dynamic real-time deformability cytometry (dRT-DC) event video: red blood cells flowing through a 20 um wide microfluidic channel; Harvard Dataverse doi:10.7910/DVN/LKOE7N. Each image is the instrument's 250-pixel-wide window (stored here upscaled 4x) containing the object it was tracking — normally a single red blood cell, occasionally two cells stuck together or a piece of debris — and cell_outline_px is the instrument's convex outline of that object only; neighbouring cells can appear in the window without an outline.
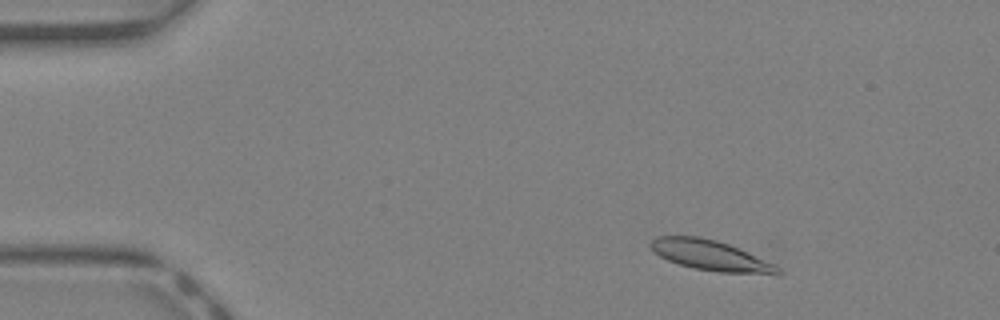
{"species": "Egyptian fruit bat (a non-hibernating species)", "species_latin": "Rousettus aegyptiacus", "temperature_condition": "warm", "stored_images_in_passage": 40, "camera_frame_rate_fps": 3000, "um_per_image_px": 0.085, "animal": {"sex": "female"}, "frame": {"image": 1, "passage_image": 5, "time_ms": 1.333, "image_size_px": [1000, 320], "cell_outline_px": [[784, 272], [720, 272], [692, 268], [668, 260], [660, 256], [648, 244], [656, 236], [696, 236], [716, 240], [728, 244], [776, 264]], "centroid_in_image_um": [60.32, 21.68], "position_along_channel_um": 24.7, "area_um2": 21.73}}
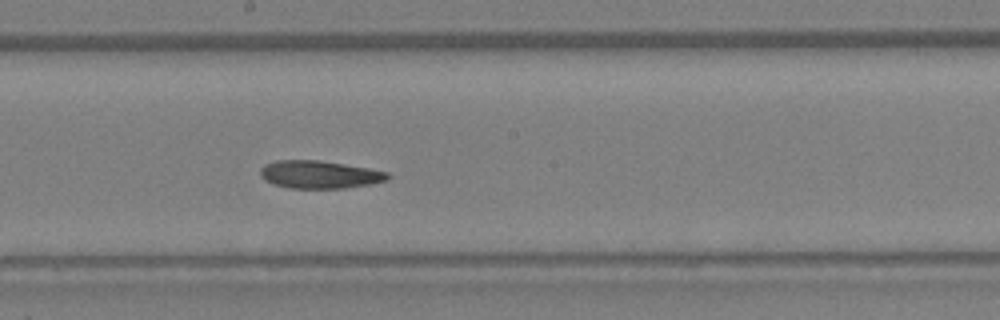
{"frame": {"image": 2, "passage_image": 22, "time_ms": 7.0, "image_size_px": [1000, 320], "cell_outline_px": [[392, 176], [388, 180], [372, 184], [344, 188], [288, 188], [272, 184], [264, 180], [260, 176], [260, 168], [264, 164], [276, 160], [320, 160], [368, 168], [388, 172]], "centroid_in_image_um": [27.15, 14.83], "position_along_channel_um": 221.1, "area_um2": 20.87}}
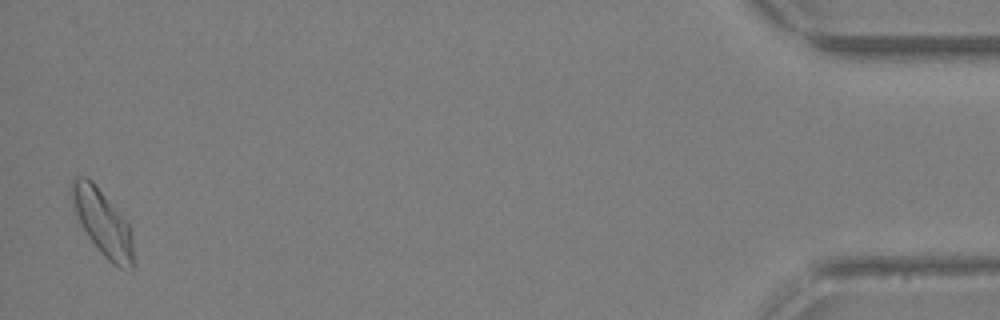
{"frame": {"image": 3, "passage_image": 40, "time_ms": 13.0, "image_size_px": [1000, 320], "cell_outline_px": [[132, 272], [120, 268], [112, 264], [100, 252], [88, 236], [76, 212], [68, 192], [68, 188], [72, 176], [88, 176], [92, 180], [128, 224], [132, 236]], "centroid_in_image_um": [8.67, 18.88], "position_along_channel_um": 426.5, "area_um2": 23.47}, "authors_computed_cell_mechanics": {"area_um2": 21.6461, "velocity_mm_per_s": 4.911, "shape_relaxation_time_tau1_ms": null, "shape_relaxation_time_tau2_ms": 9.7945, "deformation_change_tau1": null, "deformation_change_tau2": 0.2113}}